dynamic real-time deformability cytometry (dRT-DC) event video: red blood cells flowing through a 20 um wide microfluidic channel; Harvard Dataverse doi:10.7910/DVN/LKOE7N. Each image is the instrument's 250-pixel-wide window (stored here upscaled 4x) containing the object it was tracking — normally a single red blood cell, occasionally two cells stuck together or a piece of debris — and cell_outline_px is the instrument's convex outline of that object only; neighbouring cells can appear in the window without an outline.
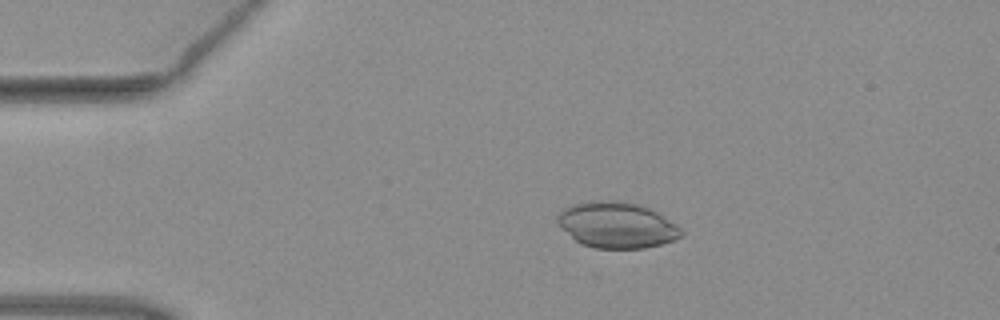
{"species": "common noctule bat (a hibernating species)", "species_latin": "Nyctalus noctula", "temperature_condition": "warm", "stored_images_in_passage": 21, "camera_frame_rate_fps": 3000, "um_per_image_px": 0.085, "animal": {"sex": "female", "body_mass_g": 19.3, "forearm_length_mm": 54.1}, "frame": {"image": 1, "passage_image": 11, "time_ms": 3.333, "image_size_px": [1000, 320], "cell_outline_px": [[684, 236], [676, 240], [644, 248], [596, 248], [580, 244], [556, 220], [556, 216], [564, 208], [572, 204], [592, 200], [616, 200], [640, 204], [656, 212], [676, 224], [684, 232]], "centroid_in_image_um": [52.45, 19.12], "position_along_channel_um": 32.5, "area_um2": 33.06}}